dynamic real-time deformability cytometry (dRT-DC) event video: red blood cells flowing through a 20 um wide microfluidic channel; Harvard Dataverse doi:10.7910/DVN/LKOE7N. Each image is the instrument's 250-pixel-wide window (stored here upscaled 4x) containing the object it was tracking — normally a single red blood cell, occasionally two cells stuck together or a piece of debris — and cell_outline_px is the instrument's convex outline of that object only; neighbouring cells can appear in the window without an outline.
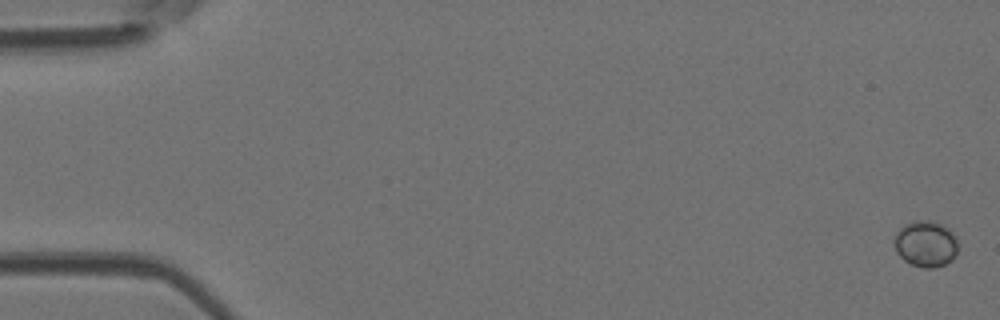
{"species": "Egyptian fruit bat (a non-hibernating species)", "species_latin": "Rousettus aegyptiacus", "temperature_condition": "room temperature", "stored_images_in_passage": 4, "camera_frame_rate_fps": 3000, "um_per_image_px": 0.085, "animal": {"sex": "female"}, "frame": {"image": 1, "passage_image": 4, "time_ms": 1.0, "image_size_px": [1000, 320], "cell_outline_px": [[956, 256], [952, 260], [944, 264], [932, 268], [924, 268], [912, 264], [904, 260], [896, 252], [892, 240], [892, 236], [904, 224], [916, 220], [932, 220], [944, 224], [956, 236]], "centroid_in_image_um": [78.65, 20.7], "position_along_channel_um": 6.3, "area_um2": 17.46}}